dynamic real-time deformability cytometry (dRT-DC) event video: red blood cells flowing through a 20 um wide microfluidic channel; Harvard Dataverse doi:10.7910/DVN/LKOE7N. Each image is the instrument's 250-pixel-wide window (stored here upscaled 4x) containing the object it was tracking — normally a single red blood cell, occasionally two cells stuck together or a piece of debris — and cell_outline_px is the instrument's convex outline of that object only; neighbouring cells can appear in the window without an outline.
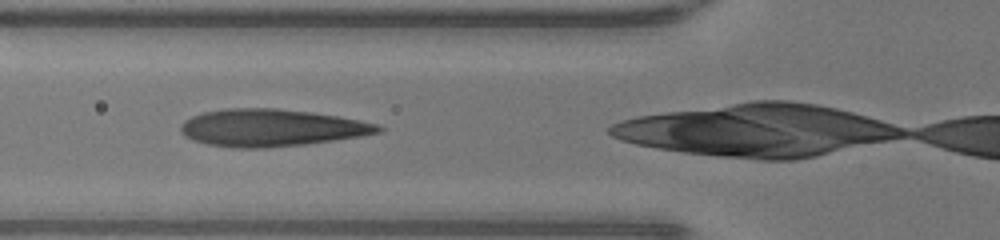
{"species": "human", "species_latin": "Homo sapiens", "temperature_condition": "warm", "stored_images_in_passage": 31, "camera_frame_rate_fps": 3000, "um_per_image_px": 0.085, "donor": {"sex": "male"}, "frame": {"image": 1, "passage_image": 11, "time_ms": 3.333, "image_size_px": [1000, 240], "cell_outline_px": [[384, 128], [380, 132], [360, 136], [304, 144], [264, 148], [240, 148], [208, 144], [184, 136], [180, 132], [180, 124], [184, 120], [192, 116], [204, 112], [224, 108], [276, 108], [312, 112], [340, 116], [380, 124]], "centroid_in_image_um": [23.06, 10.85], "position_along_channel_um": 102.7, "area_um2": 42.83}}
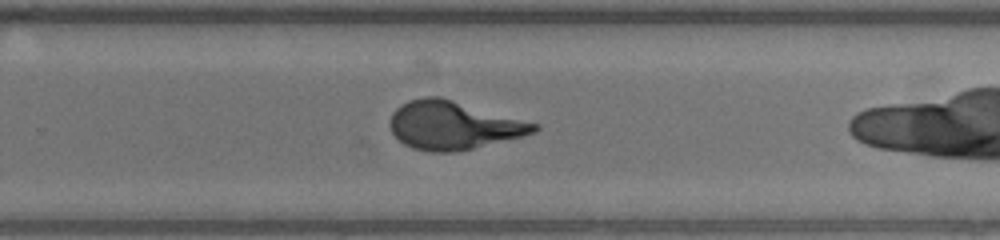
{"frame": {"image": 2, "passage_image": 24, "time_ms": 7.667, "image_size_px": [1000, 240], "cell_outline_px": [[540, 128], [536, 132], [524, 136], [472, 148], [452, 152], [432, 152], [412, 148], [404, 144], [392, 132], [388, 124], [392, 112], [400, 104], [408, 100], [424, 96], [440, 96], [540, 124]], "centroid_in_image_um": [38.53, 10.63], "position_along_channel_um": 291.3, "area_um2": 40.69}}
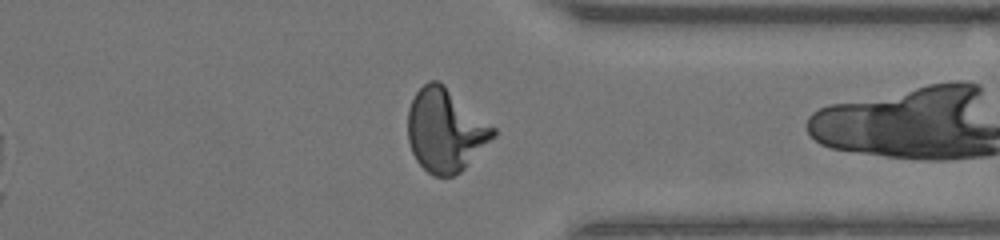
{"frame": {"image": 3, "passage_image": 30, "time_ms": 9.667, "image_size_px": [1000, 240], "cell_outline_px": [[496, 136], [460, 172], [452, 176], [432, 176], [416, 160], [412, 152], [408, 140], [408, 108], [416, 92], [428, 80], [440, 80], [496, 128]], "centroid_in_image_um": [37.86, 11.05], "position_along_channel_um": 373.5, "area_um2": 41.44}}